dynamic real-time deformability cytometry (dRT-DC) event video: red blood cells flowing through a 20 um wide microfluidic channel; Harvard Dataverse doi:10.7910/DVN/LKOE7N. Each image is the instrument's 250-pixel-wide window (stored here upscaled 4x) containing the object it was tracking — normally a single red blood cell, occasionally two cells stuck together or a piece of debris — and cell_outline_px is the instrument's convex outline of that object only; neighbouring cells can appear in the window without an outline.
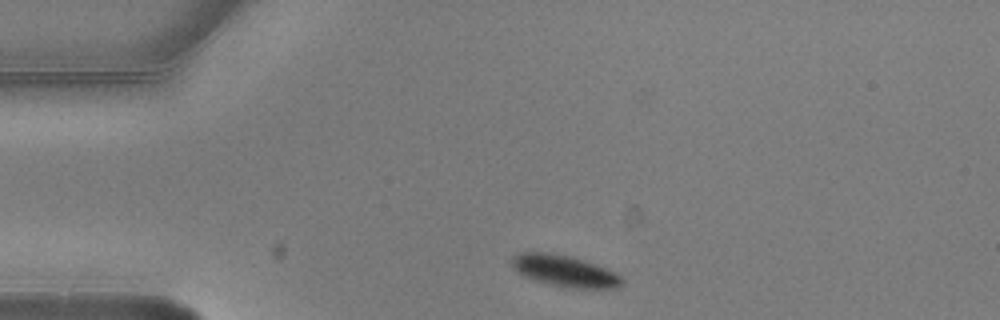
{"species": "common noctule bat (a hibernating species)", "species_latin": "Nyctalus noctula", "temperature_condition": "warm", "stored_images_in_passage": 2, "camera_frame_rate_fps": 3000, "um_per_image_px": 0.085, "animal": {"sex": "male", "body_mass_g": 20.5, "forearm_length_mm": 52.5}, "frame": {"image": 1, "passage_image": 1, "time_ms": 0.0, "image_size_px": [1000, 320], "cell_outline_px": [[624, 284], [616, 288], [568, 288], [536, 280], [524, 276], [516, 272], [512, 268], [512, 256], [520, 252], [548, 252], [568, 256], [596, 264], [616, 272], [624, 280]], "centroid_in_image_um": [48.0, 23.03], "position_along_channel_um": 37.0, "area_um2": 20.17}}